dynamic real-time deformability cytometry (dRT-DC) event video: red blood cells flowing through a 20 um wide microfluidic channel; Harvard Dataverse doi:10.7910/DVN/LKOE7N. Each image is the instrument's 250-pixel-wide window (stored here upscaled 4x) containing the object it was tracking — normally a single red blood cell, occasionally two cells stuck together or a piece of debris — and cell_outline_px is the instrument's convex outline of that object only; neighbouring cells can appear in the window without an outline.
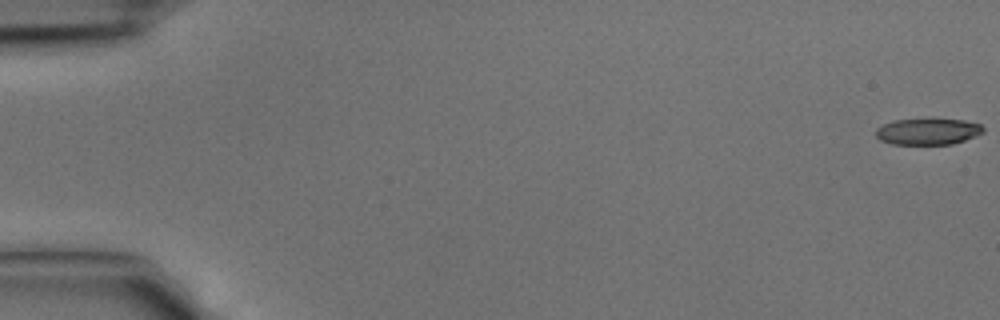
{"species": "common noctule bat (a hibernating species)", "species_latin": "Nyctalus noctula", "temperature_condition": "cold", "stored_images_in_passage": 43, "camera_frame_rate_fps": 3000, "um_per_image_px": 0.085, "animal": {"sex": "male", "body_mass_g": 15.6}, "frame": {"image": 1, "passage_image": 1, "time_ms": 0.0, "image_size_px": [1000, 320], "cell_outline_px": [[984, 132], [964, 140], [952, 144], [892, 144], [880, 140], [876, 136], [876, 128], [892, 120], [928, 116], [964, 120], [980, 124], [984, 128]], "centroid_in_image_um": [78.85, 11.12], "position_along_channel_um": 6.1, "area_um2": 17.22}}
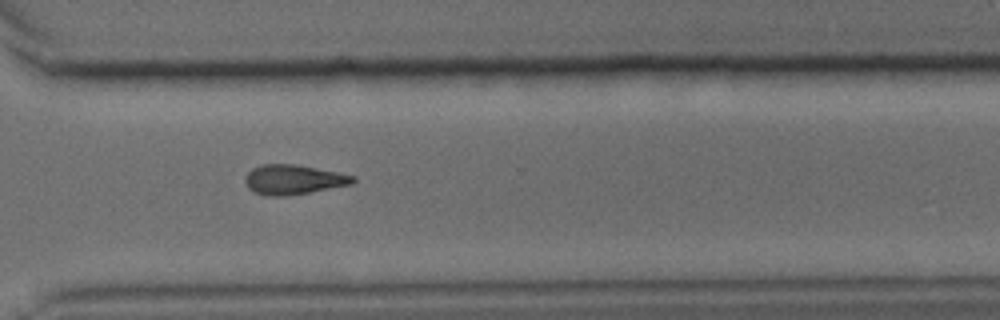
{"frame": {"image": 2, "passage_image": 32, "time_ms": 10.333, "image_size_px": [1000, 320], "cell_outline_px": [[356, 180], [352, 184], [308, 192], [284, 196], [268, 196], [256, 192], [248, 188], [244, 180], [244, 176], [252, 168], [260, 164], [296, 164], [356, 176]], "centroid_in_image_um": [24.91, 15.25], "position_along_channel_um": 345.7, "area_um2": 18.55}}
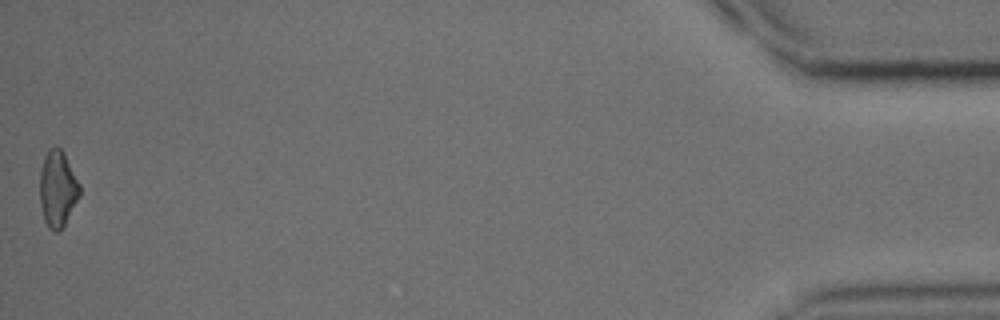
{"frame": {"image": 3, "passage_image": 43, "time_ms": 14.0, "image_size_px": [1000, 320], "cell_outline_px": [[80, 196], [60, 232], [52, 232], [48, 228], [44, 220], [40, 204], [40, 172], [44, 156], [48, 148], [56, 144], [64, 152], [80, 184]], "centroid_in_image_um": [4.89, 16.04], "position_along_channel_um": 430.3, "area_um2": 18.03}}